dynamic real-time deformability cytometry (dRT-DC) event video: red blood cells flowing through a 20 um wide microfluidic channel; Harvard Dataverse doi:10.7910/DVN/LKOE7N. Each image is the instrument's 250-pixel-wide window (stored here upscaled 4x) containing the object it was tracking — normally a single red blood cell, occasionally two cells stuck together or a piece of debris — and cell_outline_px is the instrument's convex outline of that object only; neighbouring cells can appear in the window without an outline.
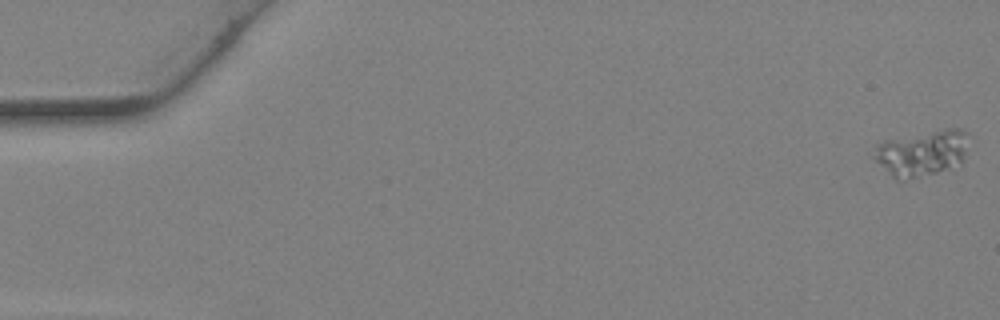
{"species": "Egyptian fruit bat (a non-hibernating species)", "species_latin": "Rousettus aegyptiacus", "temperature_condition": "warm", "stored_images_in_passage": 39, "camera_frame_rate_fps": 3000, "um_per_image_px": 0.085, "animal": {"sex": "female"}, "frame": {"image": 1, "passage_image": 1, "time_ms": 0.0, "image_size_px": [1000, 320], "cell_outline_px": [[972, 136], [964, 156], [960, 164], [936, 172], [904, 180], [896, 180], [872, 156], [876, 144], [884, 140], [948, 128], [964, 128]], "centroid_in_image_um": [78.41, 12.97], "position_along_channel_um": 6.6, "area_um2": 25.49}}
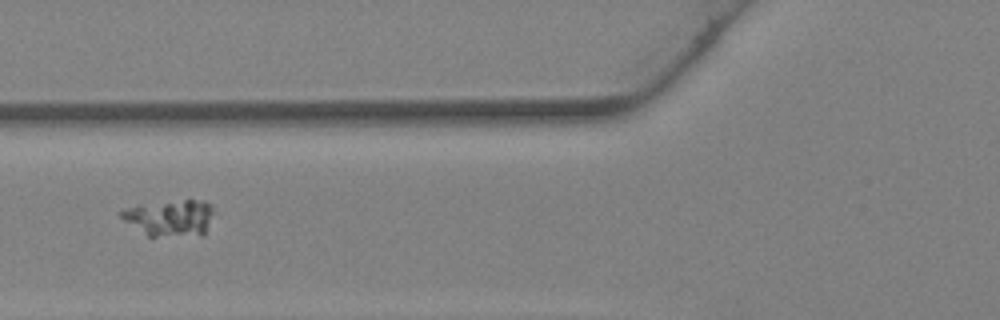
{"frame": {"image": 2, "passage_image": 16, "time_ms": 5.0, "image_size_px": [1000, 320], "cell_outline_px": [[216, 212], [204, 236], [148, 236], [124, 220], [116, 212], [120, 208], [136, 204], [184, 200], [204, 200], [212, 204]], "centroid_in_image_um": [14.47, 18.5], "position_along_channel_um": 111.3, "area_um2": 20.4}}
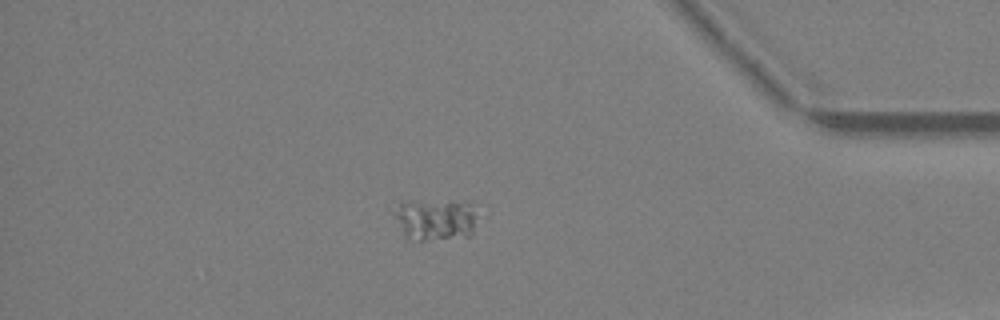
{"frame": {"image": 3, "passage_image": 34, "time_ms": 11.0, "image_size_px": [1000, 320], "cell_outline_px": [[472, 232], [468, 236], [424, 240], [404, 240], [392, 212], [404, 200], [472, 204]], "centroid_in_image_um": [36.83, 18.7], "position_along_channel_um": 398.4, "area_um2": 19.59}}